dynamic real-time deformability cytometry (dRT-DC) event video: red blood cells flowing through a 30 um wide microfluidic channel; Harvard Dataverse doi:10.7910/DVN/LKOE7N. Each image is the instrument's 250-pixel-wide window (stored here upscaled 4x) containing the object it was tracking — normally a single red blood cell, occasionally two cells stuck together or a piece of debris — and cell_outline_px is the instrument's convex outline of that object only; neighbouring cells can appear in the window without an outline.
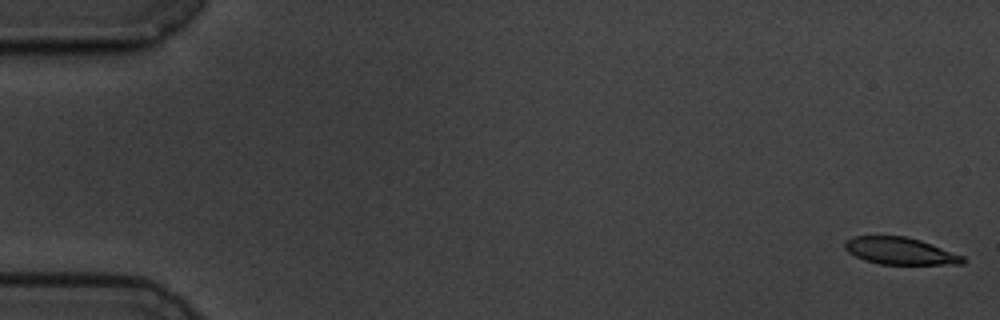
{"species": "common noctule bat (a hibernating species)", "species_latin": "Nyctalus noctula", "temperature_condition": "cold", "stored_images_in_passage": 58, "camera_frame_rate_fps": 3000, "um_per_image_px": 0.085, "animal": {"sex": "male", "body_mass_g": 19.5, "forearm_length_mm": 54.6}, "frame": {"image": 1, "passage_image": 1, "time_ms": 0.0, "image_size_px": [1000, 320], "cell_outline_px": [[968, 260], [964, 264], [880, 264], [864, 260], [848, 252], [844, 248], [844, 240], [852, 236], [904, 236], [920, 240], [964, 256]], "centroid_in_image_um": [76.5, 21.33], "position_along_channel_um": 8.5, "area_um2": 18.67}}
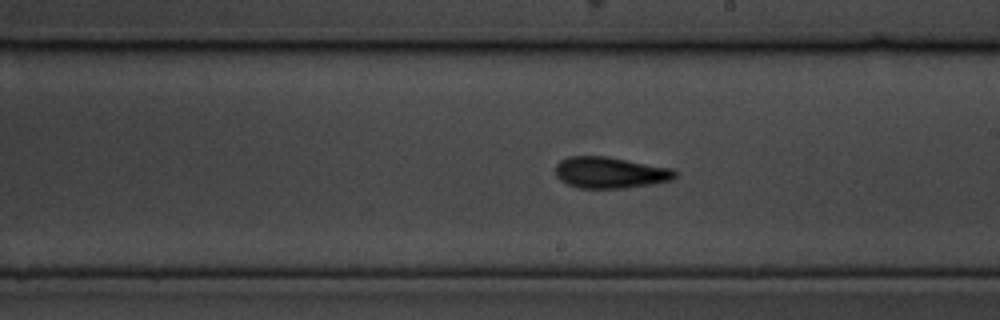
{"frame": {"image": 2, "passage_image": 33, "time_ms": 10.667, "image_size_px": [1000, 320], "cell_outline_px": [[676, 176], [672, 180], [624, 188], [580, 188], [568, 184], [560, 180], [556, 176], [556, 164], [560, 160], [568, 156], [604, 156], [672, 168], [676, 172]], "centroid_in_image_um": [51.83, 14.66], "position_along_channel_um": 237.2, "area_um2": 21.62}}
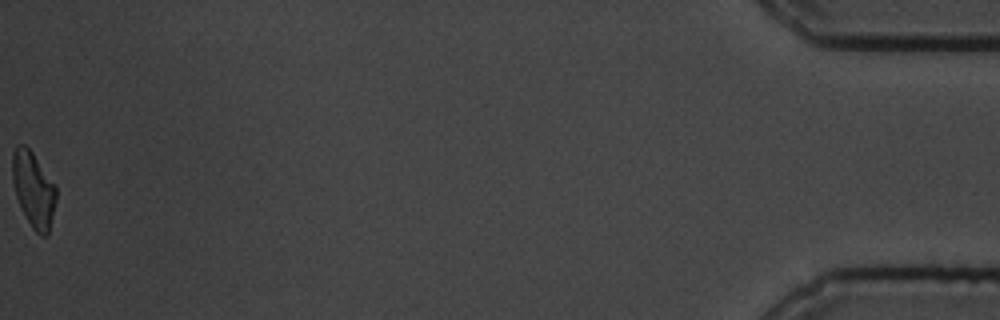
{"frame": {"image": 3, "passage_image": 58, "time_ms": 19.0, "image_size_px": [1000, 320], "cell_outline_px": [[56, 200], [48, 236], [40, 236], [32, 228], [16, 196], [12, 180], [12, 152], [16, 144], [24, 144], [32, 152], [56, 184]], "centroid_in_image_um": [2.85, 16.08], "position_along_channel_um": 432.3, "area_um2": 19.31}, "authors_computed_cell_mechanics": {"area_um2": 20.8369, "velocity_mm_per_s": 3.4835, "shape_relaxation_time_tau1_ms": 5.5327, "shape_relaxation_time_tau2_ms": 2.5223, "deformation_change_tau1": 0.1799, "deformation_change_tau2": 0.1082}}